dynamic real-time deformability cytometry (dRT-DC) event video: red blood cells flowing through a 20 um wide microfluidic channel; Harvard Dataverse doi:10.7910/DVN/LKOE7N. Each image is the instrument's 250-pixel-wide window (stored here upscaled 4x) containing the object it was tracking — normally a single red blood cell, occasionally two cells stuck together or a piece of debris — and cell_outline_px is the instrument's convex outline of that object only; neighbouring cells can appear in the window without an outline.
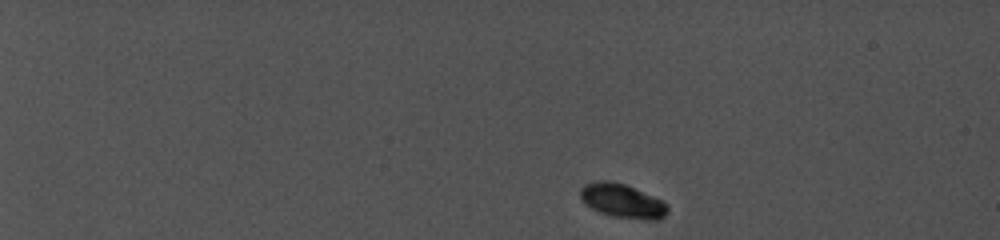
{"species": "common noctule bat (a hibernating species)", "species_latin": "Nyctalus noctula", "temperature_condition": "cold", "stored_images_in_passage": 20, "camera_frame_rate_fps": 5000, "um_per_image_px": 0.085, "animal": {"sex": "female", "body_mass_g": 19.0, "forearm_length_mm": 56.7}, "frame": {"image": 1, "passage_image": 1, "time_ms": 0.0, "image_size_px": [1000, 240], "cell_outline_px": [[668, 212], [660, 220], [644, 220], [612, 216], [600, 212], [584, 204], [580, 196], [580, 188], [584, 184], [624, 184], [664, 200], [668, 204]], "centroid_in_image_um": [52.99, 17.14], "position_along_channel_um": 32.0, "area_um2": 16.82}}
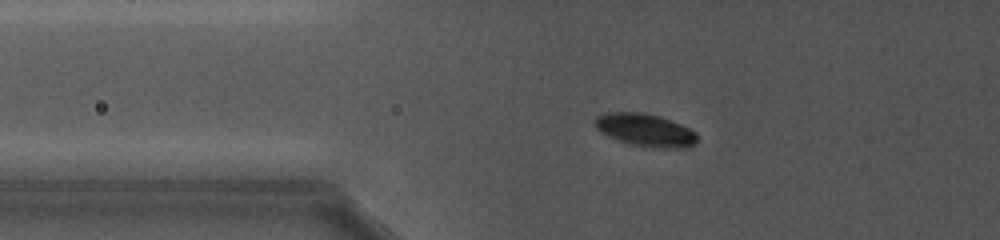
{"frame": {"image": 2, "passage_image": 10, "time_ms": 4.8, "image_size_px": [1000, 240], "cell_outline_px": [[696, 140], [688, 148], [652, 148], [628, 144], [608, 136], [600, 132], [596, 128], [596, 116], [608, 112], [640, 112], [656, 116], [668, 120], [688, 128], [696, 132]], "centroid_in_image_um": [54.82, 11.07], "position_along_channel_um": 71.0, "area_um2": 19.25}}
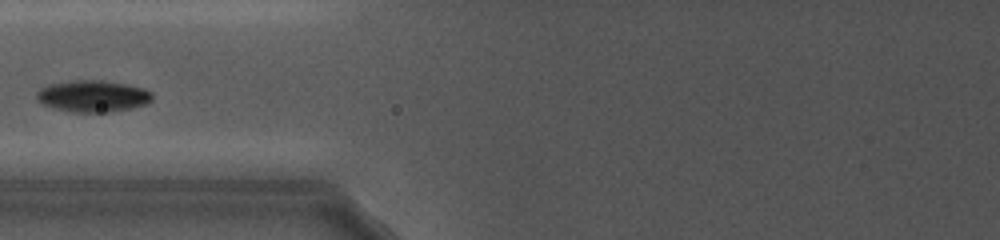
{"frame": {"image": 3, "passage_image": 13, "time_ms": 6.6, "image_size_px": [1000, 240], "cell_outline_px": [[152, 100], [144, 104], [132, 108], [108, 112], [68, 112], [52, 108], [44, 104], [36, 96], [36, 92], [40, 88], [48, 84], [68, 80], [100, 80], [124, 84], [140, 88], [152, 92]], "centroid_in_image_um": [7.84, 8.17], "position_along_channel_um": 118.0, "area_um2": 21.27}}